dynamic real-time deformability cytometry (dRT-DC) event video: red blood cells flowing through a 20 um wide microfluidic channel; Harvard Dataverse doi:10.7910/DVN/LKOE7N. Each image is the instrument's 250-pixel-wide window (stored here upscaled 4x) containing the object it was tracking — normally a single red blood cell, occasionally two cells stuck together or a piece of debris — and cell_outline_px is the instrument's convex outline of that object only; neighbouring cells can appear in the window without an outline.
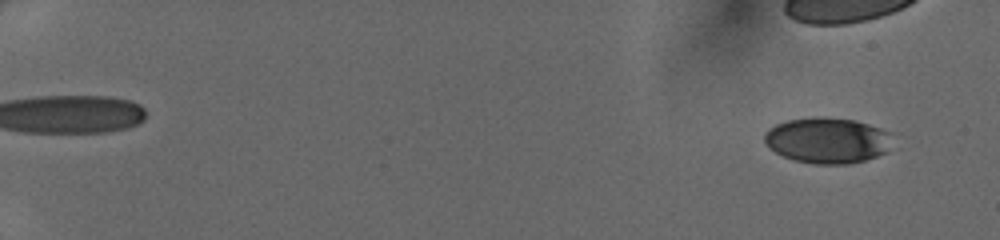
{"species": "human", "species_latin": "Homo sapiens", "temperature_condition": "cold", "stored_images_in_passage": 43, "camera_frame_rate_fps": 3000, "um_per_image_px": 0.085, "donor": {"sex": "female"}, "frame": {"image": 1, "passage_image": 4, "time_ms": 1.0, "image_size_px": [1000, 240], "cell_outline_px": [[888, 152], [864, 160], [848, 164], [816, 164], [792, 160], [776, 152], [764, 140], [764, 132], [768, 128], [776, 124], [788, 120], [812, 116], [824, 116], [856, 120], [880, 128], [888, 132]], "centroid_in_image_um": [70.29, 11.92], "position_along_channel_um": 14.7, "area_um2": 34.04}}